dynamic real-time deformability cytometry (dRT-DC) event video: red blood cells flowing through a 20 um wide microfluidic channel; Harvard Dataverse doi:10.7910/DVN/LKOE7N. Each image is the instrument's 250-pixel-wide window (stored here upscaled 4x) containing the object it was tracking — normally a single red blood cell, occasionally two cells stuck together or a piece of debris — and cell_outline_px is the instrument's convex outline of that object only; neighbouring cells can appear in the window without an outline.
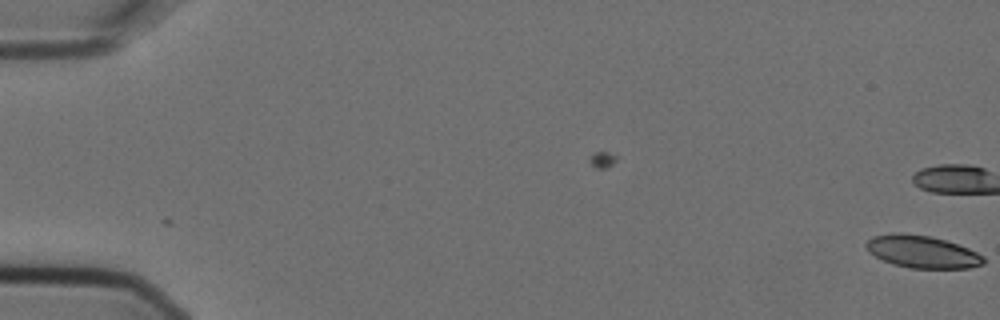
{"species": "Egyptian fruit bat (a non-hibernating species)", "species_latin": "Rousettus aegyptiacus", "temperature_condition": "cold", "stored_images_in_passage": 4, "camera_frame_rate_fps": 3000, "um_per_image_px": 0.085, "animal": {"sex": "female"}, "frame": {"image": 1, "passage_image": 1, "time_ms": 0.0, "image_size_px": [1000, 320], "cell_outline_px": [[984, 264], [968, 268], [908, 268], [892, 264], [868, 252], [864, 244], [872, 236], [892, 232], [900, 232], [932, 236], [968, 248], [984, 256]], "centroid_in_image_um": [78.35, 21.39], "position_along_channel_um": 6.7, "area_um2": 22.31}}